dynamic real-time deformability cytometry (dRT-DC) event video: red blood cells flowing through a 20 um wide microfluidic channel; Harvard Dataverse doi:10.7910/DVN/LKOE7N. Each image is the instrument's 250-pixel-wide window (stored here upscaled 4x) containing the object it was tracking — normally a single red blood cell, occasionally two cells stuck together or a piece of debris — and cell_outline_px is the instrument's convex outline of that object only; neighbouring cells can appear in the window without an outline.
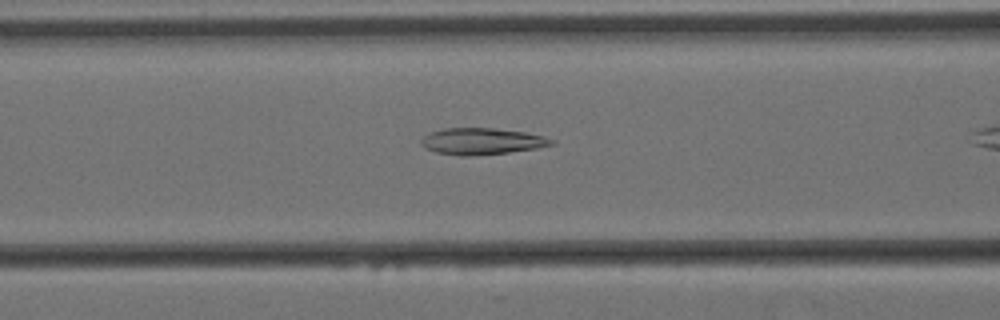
{"species": "Egyptian fruit bat (a non-hibernating species)", "species_latin": "Rousettus aegyptiacus", "temperature_condition": "cold", "stored_images_in_passage": 16, "camera_frame_rate_fps": 3000, "um_per_image_px": 0.085, "animal": {"sex": "female"}, "frame": {"image": 1, "passage_image": 14, "time_ms": 4.333, "image_size_px": [1000, 320], "cell_outline_px": [[556, 144], [536, 148], [508, 152], [472, 156], [460, 156], [436, 152], [424, 148], [420, 144], [420, 140], [428, 132], [444, 128], [492, 128], [524, 132], [544, 136], [556, 140]], "centroid_in_image_um": [40.93, 12.01], "position_along_channel_um": 125.7, "area_um2": 20.29}}